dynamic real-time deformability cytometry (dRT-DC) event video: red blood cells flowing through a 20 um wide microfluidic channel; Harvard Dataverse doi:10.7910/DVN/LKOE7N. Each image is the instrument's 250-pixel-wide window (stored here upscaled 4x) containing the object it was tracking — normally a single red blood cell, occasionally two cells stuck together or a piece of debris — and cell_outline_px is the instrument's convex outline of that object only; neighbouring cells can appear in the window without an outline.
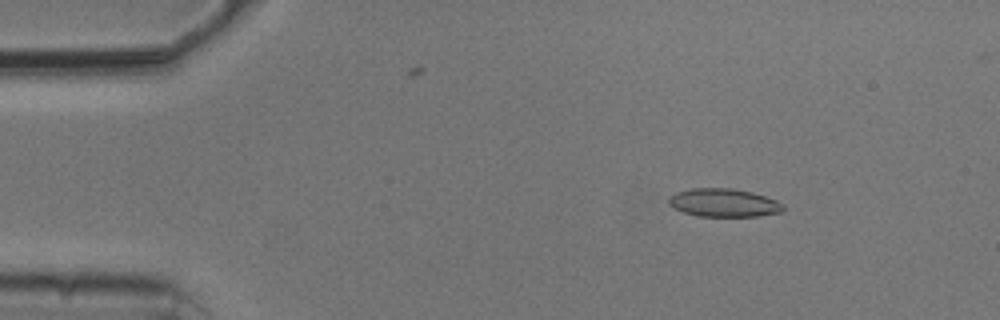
{"species": "common noctule bat (a hibernating species)", "species_latin": "Nyctalus noctula", "temperature_condition": "cold", "stored_images_in_passage": 52, "camera_frame_rate_fps": 3000, "um_per_image_px": 0.085, "animal": {"sex": "male", "body_mass_g": 20.5, "forearm_length_mm": 52.5}, "frame": {"image": 1, "passage_image": 7, "time_ms": 2.0, "image_size_px": [1000, 320], "cell_outline_px": [[784, 208], [780, 212], [760, 216], [696, 216], [684, 212], [668, 204], [668, 196], [676, 192], [692, 188], [732, 188], [752, 192], [776, 200], [784, 204]], "centroid_in_image_um": [61.51, 17.23], "position_along_channel_um": 23.5, "area_um2": 18.84}}
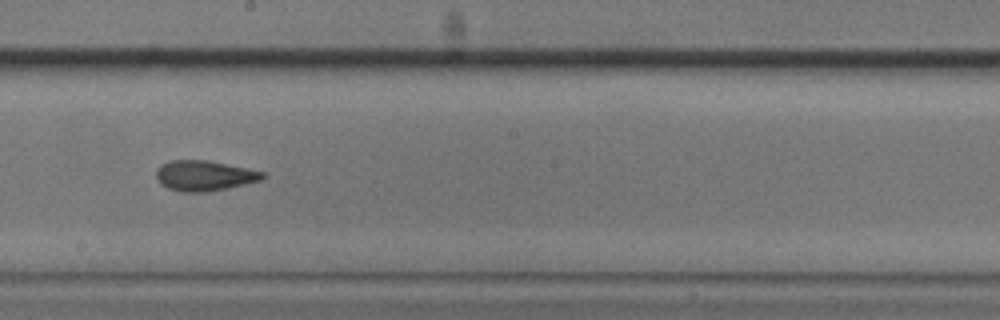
{"frame": {"image": 2, "passage_image": 29, "time_ms": 9.333, "image_size_px": [1000, 320], "cell_outline_px": [[264, 176], [260, 180], [228, 188], [208, 192], [180, 192], [168, 188], [160, 184], [156, 176], [156, 168], [160, 164], [172, 160], [208, 160], [264, 172]], "centroid_in_image_um": [17.31, 14.93], "position_along_channel_um": 230.9, "area_um2": 18.79}}
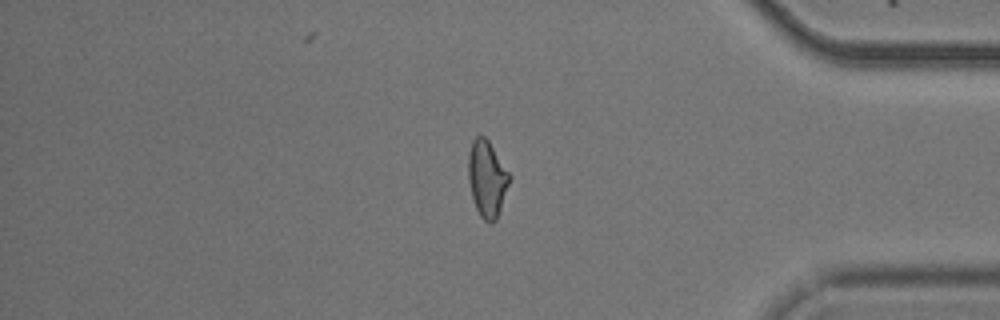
{"frame": {"image": 3, "passage_image": 44, "time_ms": 14.333, "image_size_px": [1000, 320], "cell_outline_px": [[512, 176], [496, 220], [492, 224], [488, 224], [480, 216], [472, 200], [468, 180], [468, 152], [472, 140], [476, 136], [484, 136], [488, 140]], "centroid_in_image_um": [41.39, 15.2], "position_along_channel_um": 393.8, "area_um2": 18.55}, "authors_computed_cell_mechanics": {"area_um2": 18.7561, "velocity_mm_per_s": 3.7837, "shape_relaxation_time_tau1_ms": 7.3616, "shape_relaxation_time_tau2_ms": 3.1527, "deformation_change_tau1": 0.1476, "deformation_change_tau2": 0.0916}}